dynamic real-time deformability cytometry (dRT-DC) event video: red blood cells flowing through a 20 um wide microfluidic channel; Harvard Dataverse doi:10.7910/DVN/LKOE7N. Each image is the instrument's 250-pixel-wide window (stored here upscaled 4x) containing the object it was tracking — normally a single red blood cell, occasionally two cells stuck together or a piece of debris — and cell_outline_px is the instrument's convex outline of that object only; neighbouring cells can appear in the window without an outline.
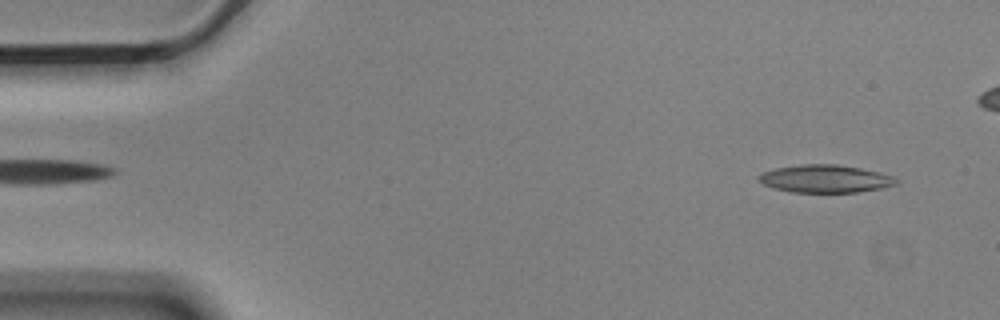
{"species": "Egyptian fruit bat (a non-hibernating species)", "species_latin": "Rousettus aegyptiacus", "temperature_condition": "cold", "stored_images_in_passage": 52, "camera_frame_rate_fps": 3000, "um_per_image_px": 0.085, "animal": {"sex": "male"}, "frame": {"image": 1, "passage_image": 4, "time_ms": 1.0, "image_size_px": [1000, 320], "cell_outline_px": [[900, 184], [880, 188], [856, 192], [792, 192], [776, 188], [764, 184], [760, 180], [760, 176], [764, 172], [776, 168], [800, 164], [836, 164], [860, 168], [892, 176], [900, 180]], "centroid_in_image_um": [70.2, 15.19], "position_along_channel_um": 14.8, "area_um2": 21.91}}
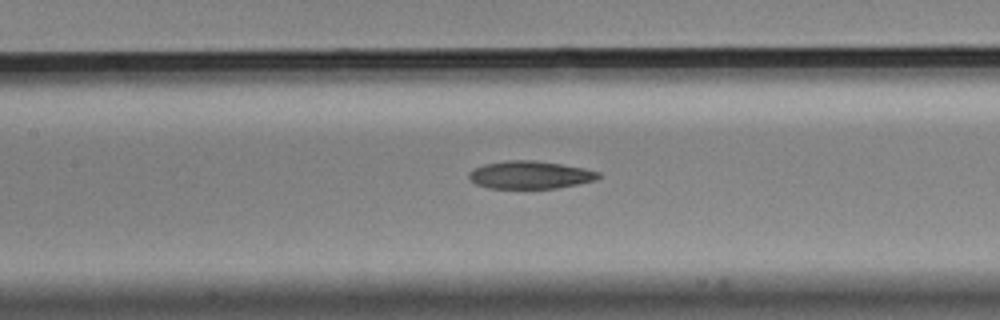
{"frame": {"image": 2, "passage_image": 25, "time_ms": 8.0, "image_size_px": [1000, 320], "cell_outline_px": [[600, 176], [596, 180], [556, 188], [488, 188], [476, 184], [468, 180], [468, 172], [472, 168], [484, 164], [508, 160], [536, 160], [584, 168], [600, 172]], "centroid_in_image_um": [45.0, 14.86], "position_along_channel_um": 162.4, "area_um2": 21.04}}
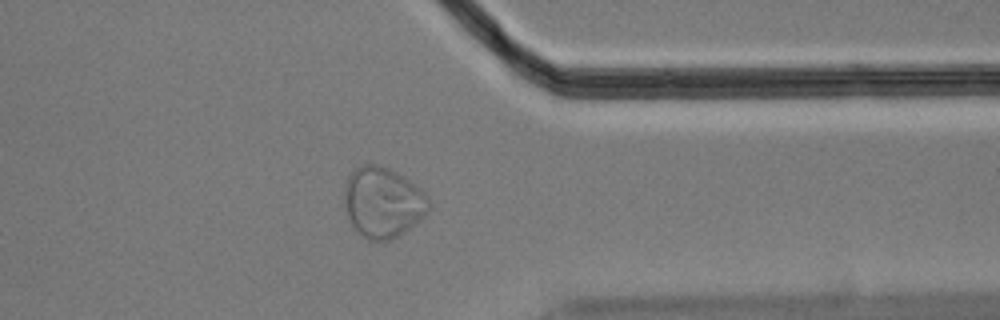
{"frame": {"image": 3, "passage_image": 44, "time_ms": 14.333, "image_size_px": [1000, 320], "cell_outline_px": [[432, 208], [428, 212], [408, 228], [396, 236], [388, 240], [368, 240], [360, 236], [352, 228], [348, 220], [344, 204], [344, 188], [348, 176], [360, 164], [380, 164], [396, 172], [420, 188], [428, 196]], "centroid_in_image_um": [32.51, 17.19], "position_along_channel_um": 378.9, "area_um2": 34.91}}